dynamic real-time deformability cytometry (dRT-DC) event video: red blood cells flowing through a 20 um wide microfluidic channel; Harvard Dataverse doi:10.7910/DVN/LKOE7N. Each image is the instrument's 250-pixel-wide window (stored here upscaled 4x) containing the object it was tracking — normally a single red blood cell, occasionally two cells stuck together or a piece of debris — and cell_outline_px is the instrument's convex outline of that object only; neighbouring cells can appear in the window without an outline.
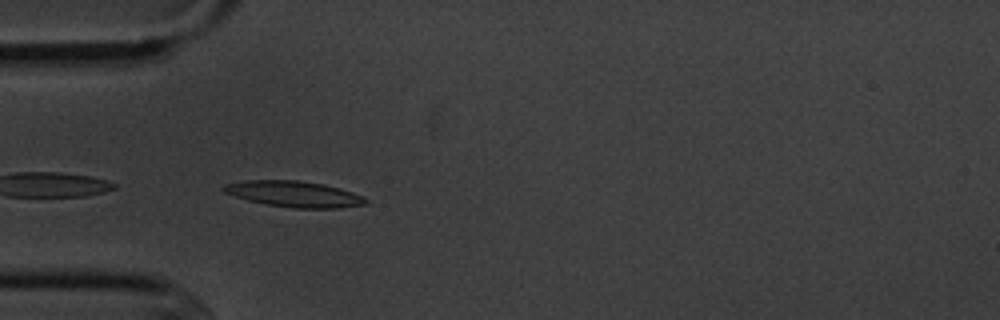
{"species": "common noctule bat (a hibernating species)", "species_latin": "Nyctalus noctula", "temperature_condition": "cold", "stored_images_in_passage": 4, "camera_frame_rate_fps": 3000, "um_per_image_px": 0.085, "animal": {"sex": "male", "body_mass_g": 20.1, "forearm_length_mm": 53.5}, "frame": {"image": 1, "passage_image": 3, "time_ms": 2.333, "image_size_px": [1000, 320], "cell_outline_px": [[368, 204], [340, 208], [296, 208], [268, 204], [248, 200], [224, 192], [220, 188], [224, 184], [248, 180], [296, 180], [324, 184], [340, 188], [364, 196], [368, 200]], "centroid_in_image_um": [25.04, 16.49], "position_along_channel_um": 60.0, "area_um2": 21.44}}